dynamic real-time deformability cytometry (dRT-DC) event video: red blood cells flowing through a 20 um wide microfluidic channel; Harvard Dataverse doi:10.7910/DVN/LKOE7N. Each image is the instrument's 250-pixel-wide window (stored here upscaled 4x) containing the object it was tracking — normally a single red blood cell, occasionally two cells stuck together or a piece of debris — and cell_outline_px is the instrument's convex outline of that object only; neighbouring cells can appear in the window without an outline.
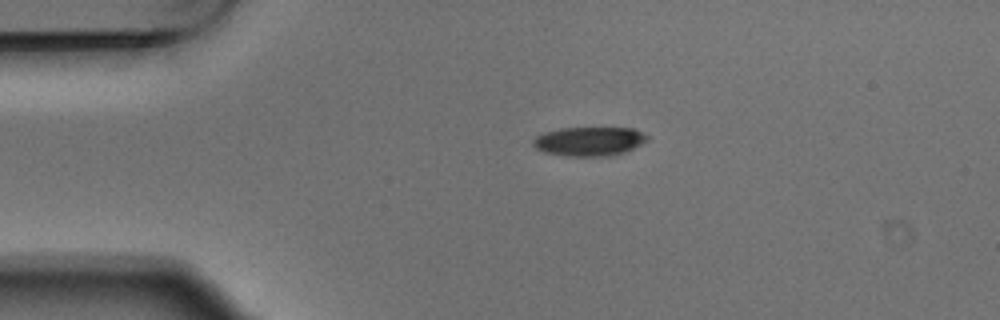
{"species": "Egyptian fruit bat (a non-hibernating species)", "species_latin": "Rousettus aegyptiacus", "temperature_condition": "warm", "stored_images_in_passage": 4, "segment_of_instrument_passage": [2, 2], "camera_frame_rate_fps": 3000, "um_per_image_px": 0.085, "animal": {"sex": "male"}, "frame": {"image": 1, "passage_image": 3, "time_ms": 0.667, "image_size_px": [1000, 320], "cell_outline_px": [[648, 140], [624, 152], [612, 156], [568, 156], [544, 152], [536, 148], [532, 144], [532, 140], [536, 136], [544, 132], [560, 128], [636, 128], [648, 136]], "centroid_in_image_um": [50.07, 12.01], "position_along_channel_um": 34.9, "area_um2": 19.36}}